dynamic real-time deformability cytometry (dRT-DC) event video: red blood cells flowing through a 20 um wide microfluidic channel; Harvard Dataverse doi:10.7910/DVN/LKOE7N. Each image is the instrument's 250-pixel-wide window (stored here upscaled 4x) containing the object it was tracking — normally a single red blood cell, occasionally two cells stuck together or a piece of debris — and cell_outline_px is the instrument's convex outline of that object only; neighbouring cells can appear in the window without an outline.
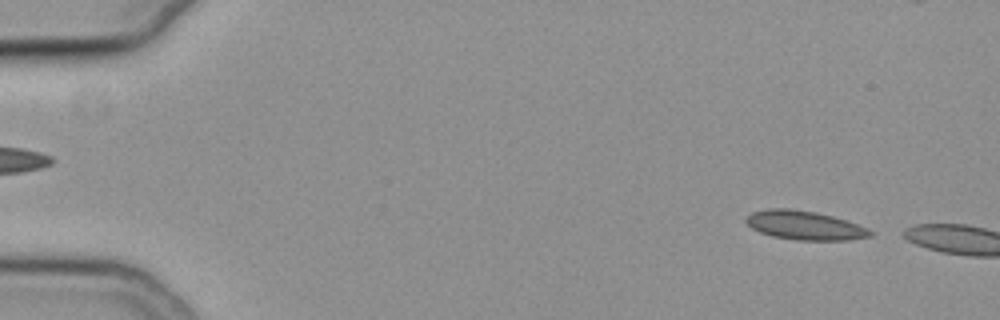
{"species": "common noctule bat (a hibernating species)", "species_latin": "Nyctalus noctula", "temperature_condition": "cold", "stored_images_in_passage": 7, "camera_frame_rate_fps": 3000, "um_per_image_px": 0.085, "animal": {"sex": "female", "body_mass_g": 19.3, "forearm_length_mm": 54.1}, "frame": {"image": 1, "passage_image": 4, "time_ms": 1.0, "image_size_px": [1000, 320], "cell_outline_px": [[872, 236], [848, 240], [796, 240], [772, 236], [760, 232], [752, 228], [744, 220], [752, 212], [768, 208], [788, 208], [816, 212], [832, 216], [868, 228], [872, 232]], "centroid_in_image_um": [68.37, 19.15], "position_along_channel_um": 16.6, "area_um2": 20.81}}